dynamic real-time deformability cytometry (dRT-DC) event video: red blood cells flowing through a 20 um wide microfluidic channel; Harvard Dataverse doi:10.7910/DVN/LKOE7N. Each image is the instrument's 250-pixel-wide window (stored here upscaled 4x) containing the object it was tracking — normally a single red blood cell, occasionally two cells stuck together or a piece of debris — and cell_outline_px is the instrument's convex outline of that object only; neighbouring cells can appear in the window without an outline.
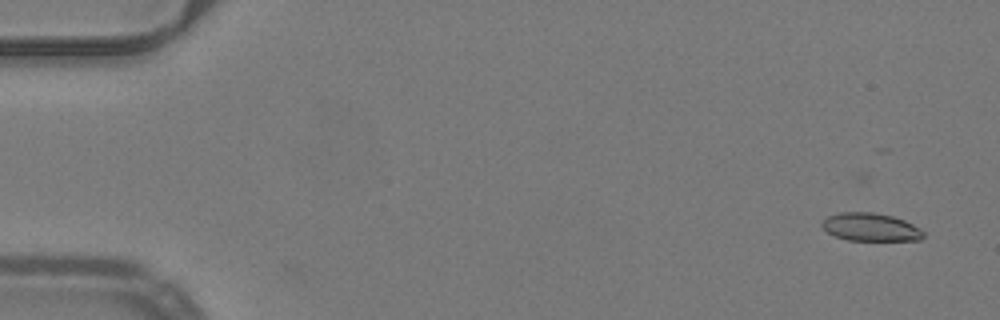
{"species": "common noctule bat (a hibernating species)", "species_latin": "Nyctalus noctula", "temperature_condition": "warm", "stored_images_in_passage": 46, "camera_frame_rate_fps": 3000, "um_per_image_px": 0.085, "animal": {"sex": "male", "body_mass_g": 19.2, "forearm_length_mm": 51.8}, "frame": {"image": 1, "passage_image": 2, "time_ms": 0.333, "image_size_px": [1000, 320], "cell_outline_px": [[924, 236], [920, 240], [848, 240], [836, 236], [828, 232], [820, 224], [828, 216], [840, 212], [872, 212], [892, 216], [904, 220], [912, 224], [924, 232]], "centroid_in_image_um": [74.0, 19.3], "position_along_channel_um": 11.0, "area_um2": 16.36}}
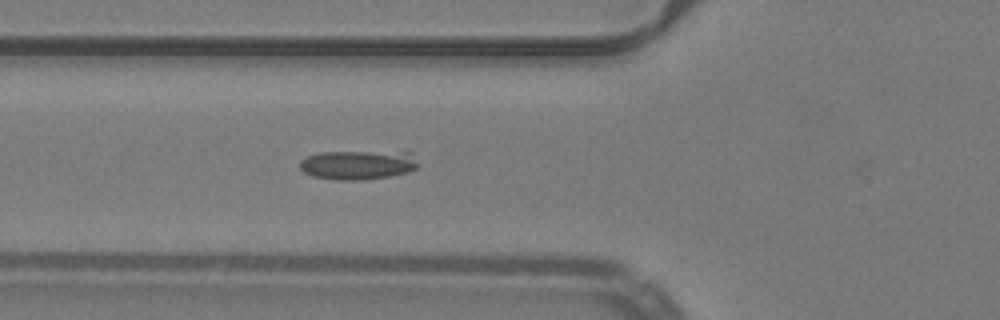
{"frame": {"image": 2, "passage_image": 19, "time_ms": 6.0, "image_size_px": [1000, 320], "cell_outline_px": [[416, 168], [408, 172], [388, 176], [360, 180], [336, 180], [312, 176], [304, 172], [300, 168], [300, 164], [308, 156], [320, 152], [412, 152], [416, 164]], "centroid_in_image_um": [30.41, 14.02], "position_along_channel_um": 95.4, "area_um2": 19.83}}
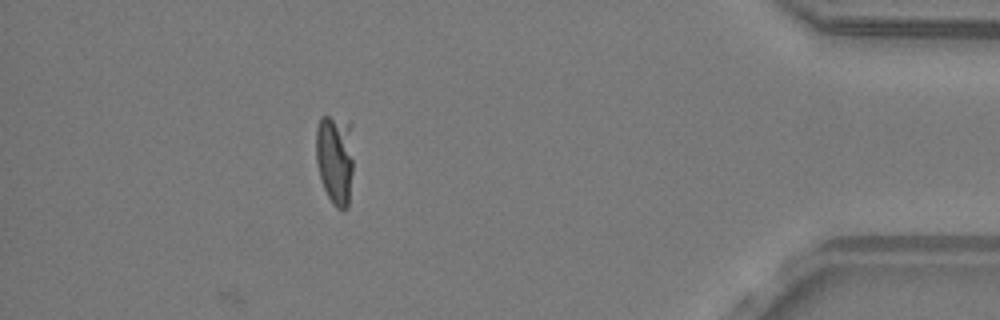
{"frame": {"image": 3, "passage_image": 46, "time_ms": 15.0, "image_size_px": [1000, 320], "cell_outline_px": [[352, 172], [348, 208], [344, 212], [336, 208], [332, 204], [324, 188], [320, 176], [316, 160], [316, 128], [320, 116], [328, 116], [352, 124]], "centroid_in_image_um": [28.48, 13.53], "position_along_channel_um": 406.7, "area_um2": 20.06}, "authors_computed_cell_mechanics": {"area_um2": 18.8717, "velocity_mm_per_s": 4.0092, "shape_relaxation_time_tau1_ms": null, "shape_relaxation_time_tau2_ms": 2.5234, "deformation_change_tau1": null, "deformation_change_tau2": 0.046}}